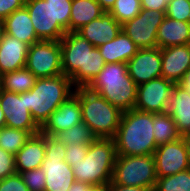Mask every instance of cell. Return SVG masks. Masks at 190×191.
Returning a JSON list of instances; mask_svg holds the SVG:
<instances>
[{
  "instance_id": "60d3db41",
  "label": "cell",
  "mask_w": 190,
  "mask_h": 191,
  "mask_svg": "<svg viewBox=\"0 0 190 191\" xmlns=\"http://www.w3.org/2000/svg\"><path fill=\"white\" fill-rule=\"evenodd\" d=\"M108 191H150L148 188L138 186H124L115 183H108Z\"/></svg>"
},
{
  "instance_id": "52a82bcc",
  "label": "cell",
  "mask_w": 190,
  "mask_h": 191,
  "mask_svg": "<svg viewBox=\"0 0 190 191\" xmlns=\"http://www.w3.org/2000/svg\"><path fill=\"white\" fill-rule=\"evenodd\" d=\"M157 179L153 154L144 156H116L112 183L144 187L153 191Z\"/></svg>"
},
{
  "instance_id": "83f0119b",
  "label": "cell",
  "mask_w": 190,
  "mask_h": 191,
  "mask_svg": "<svg viewBox=\"0 0 190 191\" xmlns=\"http://www.w3.org/2000/svg\"><path fill=\"white\" fill-rule=\"evenodd\" d=\"M33 135L30 131L10 128H0V148L15 155Z\"/></svg>"
},
{
  "instance_id": "ba28073f",
  "label": "cell",
  "mask_w": 190,
  "mask_h": 191,
  "mask_svg": "<svg viewBox=\"0 0 190 191\" xmlns=\"http://www.w3.org/2000/svg\"><path fill=\"white\" fill-rule=\"evenodd\" d=\"M66 146L45 135V158L41 168L45 173L44 191H68L76 181L72 167L65 161Z\"/></svg>"
},
{
  "instance_id": "4316f807",
  "label": "cell",
  "mask_w": 190,
  "mask_h": 191,
  "mask_svg": "<svg viewBox=\"0 0 190 191\" xmlns=\"http://www.w3.org/2000/svg\"><path fill=\"white\" fill-rule=\"evenodd\" d=\"M153 127V134L157 146L182 138L174 120L168 112L153 113Z\"/></svg>"
},
{
  "instance_id": "9a60e30c",
  "label": "cell",
  "mask_w": 190,
  "mask_h": 191,
  "mask_svg": "<svg viewBox=\"0 0 190 191\" xmlns=\"http://www.w3.org/2000/svg\"><path fill=\"white\" fill-rule=\"evenodd\" d=\"M126 64L128 75L137 85L162 77V58L159 47L139 49Z\"/></svg>"
},
{
  "instance_id": "4fadbf2b",
  "label": "cell",
  "mask_w": 190,
  "mask_h": 191,
  "mask_svg": "<svg viewBox=\"0 0 190 191\" xmlns=\"http://www.w3.org/2000/svg\"><path fill=\"white\" fill-rule=\"evenodd\" d=\"M32 25L39 40L60 41L67 31L53 20L52 5L45 0H26Z\"/></svg>"
},
{
  "instance_id": "d6986e66",
  "label": "cell",
  "mask_w": 190,
  "mask_h": 191,
  "mask_svg": "<svg viewBox=\"0 0 190 191\" xmlns=\"http://www.w3.org/2000/svg\"><path fill=\"white\" fill-rule=\"evenodd\" d=\"M45 158V134L31 135L24 146L15 154L16 173L41 168Z\"/></svg>"
},
{
  "instance_id": "4dcf8cb0",
  "label": "cell",
  "mask_w": 190,
  "mask_h": 191,
  "mask_svg": "<svg viewBox=\"0 0 190 191\" xmlns=\"http://www.w3.org/2000/svg\"><path fill=\"white\" fill-rule=\"evenodd\" d=\"M141 0H116L109 13L122 25L141 11Z\"/></svg>"
},
{
  "instance_id": "5bb4252c",
  "label": "cell",
  "mask_w": 190,
  "mask_h": 191,
  "mask_svg": "<svg viewBox=\"0 0 190 191\" xmlns=\"http://www.w3.org/2000/svg\"><path fill=\"white\" fill-rule=\"evenodd\" d=\"M153 155L157 178L174 175L190 168L187 149L182 138L159 145Z\"/></svg>"
},
{
  "instance_id": "7bdbcfd3",
  "label": "cell",
  "mask_w": 190,
  "mask_h": 191,
  "mask_svg": "<svg viewBox=\"0 0 190 191\" xmlns=\"http://www.w3.org/2000/svg\"><path fill=\"white\" fill-rule=\"evenodd\" d=\"M105 12H109L116 0H96Z\"/></svg>"
},
{
  "instance_id": "d6a6232c",
  "label": "cell",
  "mask_w": 190,
  "mask_h": 191,
  "mask_svg": "<svg viewBox=\"0 0 190 191\" xmlns=\"http://www.w3.org/2000/svg\"><path fill=\"white\" fill-rule=\"evenodd\" d=\"M165 14L174 20L190 22V0H169Z\"/></svg>"
},
{
  "instance_id": "b9f144b4",
  "label": "cell",
  "mask_w": 190,
  "mask_h": 191,
  "mask_svg": "<svg viewBox=\"0 0 190 191\" xmlns=\"http://www.w3.org/2000/svg\"><path fill=\"white\" fill-rule=\"evenodd\" d=\"M178 84L185 88L190 94V68L185 72L183 78Z\"/></svg>"
},
{
  "instance_id": "5b68a950",
  "label": "cell",
  "mask_w": 190,
  "mask_h": 191,
  "mask_svg": "<svg viewBox=\"0 0 190 191\" xmlns=\"http://www.w3.org/2000/svg\"><path fill=\"white\" fill-rule=\"evenodd\" d=\"M116 156L112 138H96L89 144L85 158L72 166L75 180L88 185L108 184L112 180Z\"/></svg>"
},
{
  "instance_id": "7402d4cb",
  "label": "cell",
  "mask_w": 190,
  "mask_h": 191,
  "mask_svg": "<svg viewBox=\"0 0 190 191\" xmlns=\"http://www.w3.org/2000/svg\"><path fill=\"white\" fill-rule=\"evenodd\" d=\"M167 112L181 135L190 132V94L179 84H175L172 90Z\"/></svg>"
},
{
  "instance_id": "e0dca14e",
  "label": "cell",
  "mask_w": 190,
  "mask_h": 191,
  "mask_svg": "<svg viewBox=\"0 0 190 191\" xmlns=\"http://www.w3.org/2000/svg\"><path fill=\"white\" fill-rule=\"evenodd\" d=\"M162 77L178 84L190 68V45L161 48Z\"/></svg>"
},
{
  "instance_id": "1f68e13d",
  "label": "cell",
  "mask_w": 190,
  "mask_h": 191,
  "mask_svg": "<svg viewBox=\"0 0 190 191\" xmlns=\"http://www.w3.org/2000/svg\"><path fill=\"white\" fill-rule=\"evenodd\" d=\"M52 5L53 20L69 32L72 0H45Z\"/></svg>"
},
{
  "instance_id": "ffe728a7",
  "label": "cell",
  "mask_w": 190,
  "mask_h": 191,
  "mask_svg": "<svg viewBox=\"0 0 190 191\" xmlns=\"http://www.w3.org/2000/svg\"><path fill=\"white\" fill-rule=\"evenodd\" d=\"M29 45L5 33L0 44V76L24 68Z\"/></svg>"
},
{
  "instance_id": "2e32d148",
  "label": "cell",
  "mask_w": 190,
  "mask_h": 191,
  "mask_svg": "<svg viewBox=\"0 0 190 191\" xmlns=\"http://www.w3.org/2000/svg\"><path fill=\"white\" fill-rule=\"evenodd\" d=\"M81 122H83L82 108L79 98L73 94L50 114L45 123L40 127V132L54 137L57 133L65 131Z\"/></svg>"
},
{
  "instance_id": "f6af8a7d",
  "label": "cell",
  "mask_w": 190,
  "mask_h": 191,
  "mask_svg": "<svg viewBox=\"0 0 190 191\" xmlns=\"http://www.w3.org/2000/svg\"><path fill=\"white\" fill-rule=\"evenodd\" d=\"M5 35V26H4V20L0 19V44L4 38Z\"/></svg>"
},
{
  "instance_id": "cb8c5ba5",
  "label": "cell",
  "mask_w": 190,
  "mask_h": 191,
  "mask_svg": "<svg viewBox=\"0 0 190 191\" xmlns=\"http://www.w3.org/2000/svg\"><path fill=\"white\" fill-rule=\"evenodd\" d=\"M5 33L11 35L29 46L40 40L31 22L27 8L24 6L4 19Z\"/></svg>"
},
{
  "instance_id": "ab89813d",
  "label": "cell",
  "mask_w": 190,
  "mask_h": 191,
  "mask_svg": "<svg viewBox=\"0 0 190 191\" xmlns=\"http://www.w3.org/2000/svg\"><path fill=\"white\" fill-rule=\"evenodd\" d=\"M169 0H141V7L148 10L166 11Z\"/></svg>"
},
{
  "instance_id": "3957f363",
  "label": "cell",
  "mask_w": 190,
  "mask_h": 191,
  "mask_svg": "<svg viewBox=\"0 0 190 191\" xmlns=\"http://www.w3.org/2000/svg\"><path fill=\"white\" fill-rule=\"evenodd\" d=\"M87 88L122 112L134 109L138 85L128 75L126 63L105 64Z\"/></svg>"
},
{
  "instance_id": "8d00e7d4",
  "label": "cell",
  "mask_w": 190,
  "mask_h": 191,
  "mask_svg": "<svg viewBox=\"0 0 190 191\" xmlns=\"http://www.w3.org/2000/svg\"><path fill=\"white\" fill-rule=\"evenodd\" d=\"M0 191H29L19 173L0 180Z\"/></svg>"
},
{
  "instance_id": "f35d334b",
  "label": "cell",
  "mask_w": 190,
  "mask_h": 191,
  "mask_svg": "<svg viewBox=\"0 0 190 191\" xmlns=\"http://www.w3.org/2000/svg\"><path fill=\"white\" fill-rule=\"evenodd\" d=\"M68 191H108V184L88 185L81 181H75Z\"/></svg>"
},
{
  "instance_id": "603a6c76",
  "label": "cell",
  "mask_w": 190,
  "mask_h": 191,
  "mask_svg": "<svg viewBox=\"0 0 190 191\" xmlns=\"http://www.w3.org/2000/svg\"><path fill=\"white\" fill-rule=\"evenodd\" d=\"M185 44H190V22L165 16L157 31L158 47L161 49Z\"/></svg>"
},
{
  "instance_id": "277c9868",
  "label": "cell",
  "mask_w": 190,
  "mask_h": 191,
  "mask_svg": "<svg viewBox=\"0 0 190 191\" xmlns=\"http://www.w3.org/2000/svg\"><path fill=\"white\" fill-rule=\"evenodd\" d=\"M74 90L71 79L64 74L37 78L34 87L26 92L27 109L36 124L41 127Z\"/></svg>"
},
{
  "instance_id": "d590c367",
  "label": "cell",
  "mask_w": 190,
  "mask_h": 191,
  "mask_svg": "<svg viewBox=\"0 0 190 191\" xmlns=\"http://www.w3.org/2000/svg\"><path fill=\"white\" fill-rule=\"evenodd\" d=\"M89 145L88 144H68L66 145V156L65 161L72 167L75 163L79 162L81 159L85 158L88 152Z\"/></svg>"
},
{
  "instance_id": "9c48e42d",
  "label": "cell",
  "mask_w": 190,
  "mask_h": 191,
  "mask_svg": "<svg viewBox=\"0 0 190 191\" xmlns=\"http://www.w3.org/2000/svg\"><path fill=\"white\" fill-rule=\"evenodd\" d=\"M25 67L36 77L63 74L60 41L40 40L28 48Z\"/></svg>"
},
{
  "instance_id": "74e56055",
  "label": "cell",
  "mask_w": 190,
  "mask_h": 191,
  "mask_svg": "<svg viewBox=\"0 0 190 191\" xmlns=\"http://www.w3.org/2000/svg\"><path fill=\"white\" fill-rule=\"evenodd\" d=\"M26 0H0V19L7 18L11 13L25 6Z\"/></svg>"
},
{
  "instance_id": "7c38bea8",
  "label": "cell",
  "mask_w": 190,
  "mask_h": 191,
  "mask_svg": "<svg viewBox=\"0 0 190 191\" xmlns=\"http://www.w3.org/2000/svg\"><path fill=\"white\" fill-rule=\"evenodd\" d=\"M175 83L163 77L138 85L134 108L149 113L167 112Z\"/></svg>"
},
{
  "instance_id": "484cf974",
  "label": "cell",
  "mask_w": 190,
  "mask_h": 191,
  "mask_svg": "<svg viewBox=\"0 0 190 191\" xmlns=\"http://www.w3.org/2000/svg\"><path fill=\"white\" fill-rule=\"evenodd\" d=\"M37 78L26 68L4 73L0 78V87L9 92L24 93L31 90Z\"/></svg>"
},
{
  "instance_id": "6da1fadb",
  "label": "cell",
  "mask_w": 190,
  "mask_h": 191,
  "mask_svg": "<svg viewBox=\"0 0 190 191\" xmlns=\"http://www.w3.org/2000/svg\"><path fill=\"white\" fill-rule=\"evenodd\" d=\"M60 47L62 72L75 88L87 87L105 65L98 47L77 32H67L60 40Z\"/></svg>"
},
{
  "instance_id": "8fae6325",
  "label": "cell",
  "mask_w": 190,
  "mask_h": 191,
  "mask_svg": "<svg viewBox=\"0 0 190 191\" xmlns=\"http://www.w3.org/2000/svg\"><path fill=\"white\" fill-rule=\"evenodd\" d=\"M0 107L4 113L5 126L30 131L32 134L40 132V127L27 109L26 92L14 93L0 87Z\"/></svg>"
},
{
  "instance_id": "44dd1931",
  "label": "cell",
  "mask_w": 190,
  "mask_h": 191,
  "mask_svg": "<svg viewBox=\"0 0 190 191\" xmlns=\"http://www.w3.org/2000/svg\"><path fill=\"white\" fill-rule=\"evenodd\" d=\"M105 64L127 63L139 50L122 30L109 42L98 47Z\"/></svg>"
},
{
  "instance_id": "ee69618b",
  "label": "cell",
  "mask_w": 190,
  "mask_h": 191,
  "mask_svg": "<svg viewBox=\"0 0 190 191\" xmlns=\"http://www.w3.org/2000/svg\"><path fill=\"white\" fill-rule=\"evenodd\" d=\"M182 139L185 143L186 149H187V155L190 163V132L182 135Z\"/></svg>"
},
{
  "instance_id": "30bf717a",
  "label": "cell",
  "mask_w": 190,
  "mask_h": 191,
  "mask_svg": "<svg viewBox=\"0 0 190 191\" xmlns=\"http://www.w3.org/2000/svg\"><path fill=\"white\" fill-rule=\"evenodd\" d=\"M165 16V11L142 8L136 17L121 25V30L139 49L157 48V31Z\"/></svg>"
},
{
  "instance_id": "f1b7e54d",
  "label": "cell",
  "mask_w": 190,
  "mask_h": 191,
  "mask_svg": "<svg viewBox=\"0 0 190 191\" xmlns=\"http://www.w3.org/2000/svg\"><path fill=\"white\" fill-rule=\"evenodd\" d=\"M54 138H56L65 146L68 144H75L78 146L81 144L89 145L97 137L84 122H81L65 131L57 133Z\"/></svg>"
},
{
  "instance_id": "8992f818",
  "label": "cell",
  "mask_w": 190,
  "mask_h": 191,
  "mask_svg": "<svg viewBox=\"0 0 190 191\" xmlns=\"http://www.w3.org/2000/svg\"><path fill=\"white\" fill-rule=\"evenodd\" d=\"M82 108V121L97 138H114L120 124L122 111L110 104L101 95L87 87L75 88Z\"/></svg>"
},
{
  "instance_id": "e575fe53",
  "label": "cell",
  "mask_w": 190,
  "mask_h": 191,
  "mask_svg": "<svg viewBox=\"0 0 190 191\" xmlns=\"http://www.w3.org/2000/svg\"><path fill=\"white\" fill-rule=\"evenodd\" d=\"M15 173V155L0 148V180Z\"/></svg>"
},
{
  "instance_id": "f546056e",
  "label": "cell",
  "mask_w": 190,
  "mask_h": 191,
  "mask_svg": "<svg viewBox=\"0 0 190 191\" xmlns=\"http://www.w3.org/2000/svg\"><path fill=\"white\" fill-rule=\"evenodd\" d=\"M153 191H190V168L158 178Z\"/></svg>"
},
{
  "instance_id": "d4e9b609",
  "label": "cell",
  "mask_w": 190,
  "mask_h": 191,
  "mask_svg": "<svg viewBox=\"0 0 190 191\" xmlns=\"http://www.w3.org/2000/svg\"><path fill=\"white\" fill-rule=\"evenodd\" d=\"M104 12L96 0H72L69 32H77Z\"/></svg>"
},
{
  "instance_id": "836d02e7",
  "label": "cell",
  "mask_w": 190,
  "mask_h": 191,
  "mask_svg": "<svg viewBox=\"0 0 190 191\" xmlns=\"http://www.w3.org/2000/svg\"><path fill=\"white\" fill-rule=\"evenodd\" d=\"M20 175L29 191H44L45 173L42 168L27 170Z\"/></svg>"
},
{
  "instance_id": "bcb514c9",
  "label": "cell",
  "mask_w": 190,
  "mask_h": 191,
  "mask_svg": "<svg viewBox=\"0 0 190 191\" xmlns=\"http://www.w3.org/2000/svg\"><path fill=\"white\" fill-rule=\"evenodd\" d=\"M4 126H5V117H4L3 111L1 110V107H0V128H2Z\"/></svg>"
},
{
  "instance_id": "ac0fdd59",
  "label": "cell",
  "mask_w": 190,
  "mask_h": 191,
  "mask_svg": "<svg viewBox=\"0 0 190 191\" xmlns=\"http://www.w3.org/2000/svg\"><path fill=\"white\" fill-rule=\"evenodd\" d=\"M121 31V24L109 13L104 12L99 18L92 20L77 31L94 47L114 39Z\"/></svg>"
},
{
  "instance_id": "7a4b0ae2",
  "label": "cell",
  "mask_w": 190,
  "mask_h": 191,
  "mask_svg": "<svg viewBox=\"0 0 190 191\" xmlns=\"http://www.w3.org/2000/svg\"><path fill=\"white\" fill-rule=\"evenodd\" d=\"M153 113L132 109L122 113L113 140L116 154L123 156L152 155L158 147L153 134Z\"/></svg>"
}]
</instances>
